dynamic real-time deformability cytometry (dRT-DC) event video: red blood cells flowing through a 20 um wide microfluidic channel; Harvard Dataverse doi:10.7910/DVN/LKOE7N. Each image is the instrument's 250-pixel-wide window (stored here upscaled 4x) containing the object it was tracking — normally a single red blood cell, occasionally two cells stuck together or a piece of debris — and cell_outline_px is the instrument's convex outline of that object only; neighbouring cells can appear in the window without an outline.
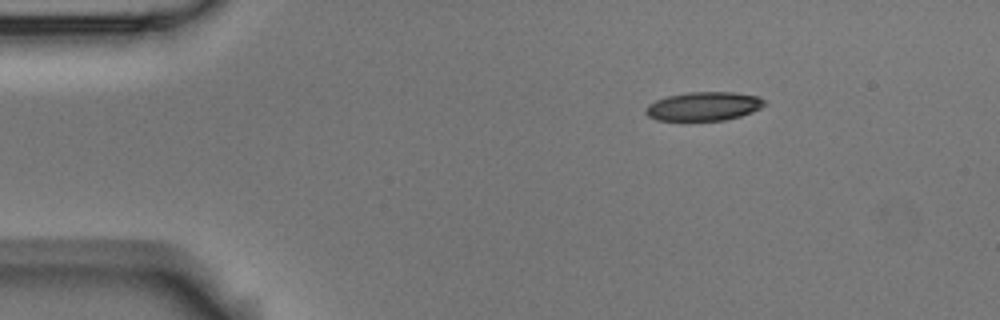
{"species": "Egyptian fruit bat (a non-hibernating species)", "species_latin": "Rousettus aegyptiacus", "temperature_condition": "room temperature", "stored_images_in_passage": 3, "camera_frame_rate_fps": 3000, "um_per_image_px": 0.085, "animal": {"sex": "male"}, "frame": {"image": 1, "passage_image": 1, "time_ms": 0.0, "image_size_px": [1000, 320], "cell_outline_px": [[768, 104], [752, 112], [740, 116], [724, 120], [656, 120], [648, 116], [644, 112], [644, 108], [648, 104], [656, 100], [668, 96], [688, 92], [732, 92], [760, 96]], "centroid_in_image_um": [59.82, 9.03], "position_along_channel_um": 25.2, "area_um2": 20.0}}